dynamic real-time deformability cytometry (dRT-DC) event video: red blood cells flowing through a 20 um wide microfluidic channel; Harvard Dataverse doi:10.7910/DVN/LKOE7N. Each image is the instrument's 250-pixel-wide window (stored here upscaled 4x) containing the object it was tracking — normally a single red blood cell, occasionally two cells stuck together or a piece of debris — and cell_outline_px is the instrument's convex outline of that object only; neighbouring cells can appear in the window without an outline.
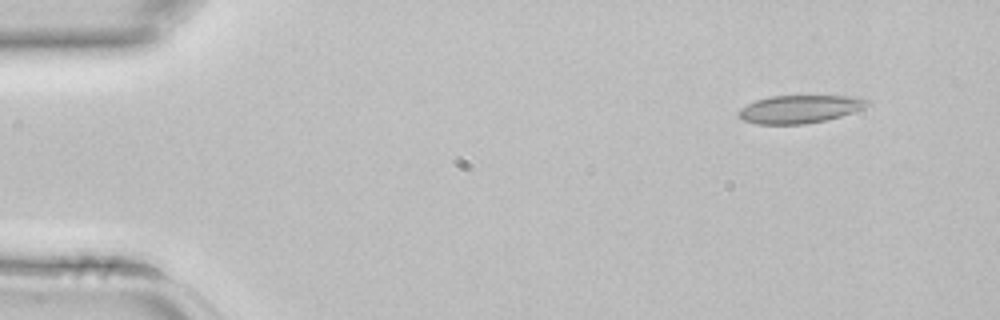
{"species": "common noctule bat (a hibernating species)", "species_latin": "Nyctalus noctula", "temperature_condition": "room temperature", "stored_images_in_passage": 3, "camera_frame_rate_fps": 3000, "um_per_image_px": 0.085, "animal": {"sex": "female", "body_mass_g": 22.7, "forearm_length_mm": 54.2}, "frame": {"image": 1, "passage_image": 1, "time_ms": 0.0, "image_size_px": [1000, 320], "cell_outline_px": [[872, 104], [864, 108], [840, 116], [824, 120], [804, 124], [756, 124], [744, 120], [736, 112], [740, 108], [756, 100], [768, 96], [860, 96], [872, 100]], "centroid_in_image_um": [68.03, 9.26], "position_along_channel_um": 17.0, "area_um2": 21.1}}
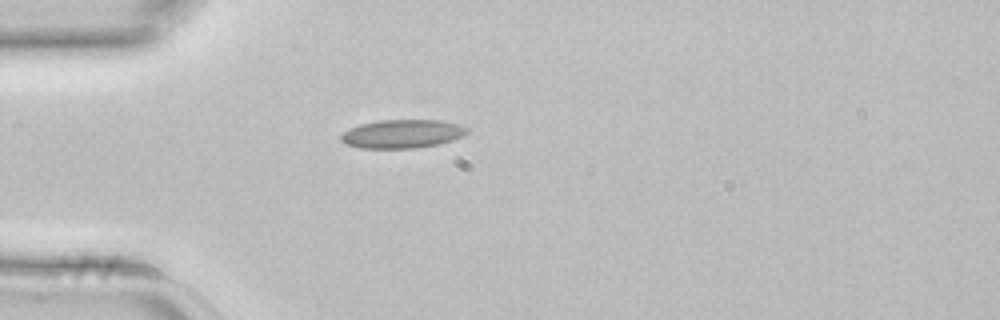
{"frame": {"image": 2, "passage_image": 3, "time_ms": 0.667, "image_size_px": [1000, 320], "cell_outline_px": [[468, 132], [464, 136], [440, 144], [416, 148], [360, 148], [348, 144], [340, 140], [340, 136], [344, 132], [360, 124], [380, 120], [440, 120], [456, 124], [468, 128]], "centroid_in_image_um": [34.22, 11.38], "position_along_channel_um": 50.8, "area_um2": 20.87}}